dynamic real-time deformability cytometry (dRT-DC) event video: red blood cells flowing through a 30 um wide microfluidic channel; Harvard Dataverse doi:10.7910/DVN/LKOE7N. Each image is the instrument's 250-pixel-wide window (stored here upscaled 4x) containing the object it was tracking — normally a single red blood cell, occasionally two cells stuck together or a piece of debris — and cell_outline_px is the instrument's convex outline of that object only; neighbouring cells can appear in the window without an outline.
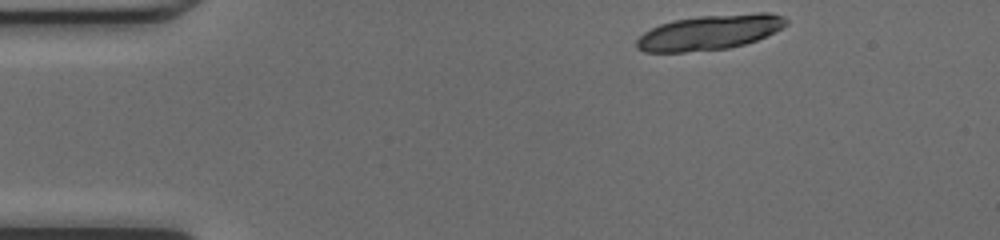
{"species": "common noctule bat (a hibernating species)", "species_latin": "Nyctalus noctula", "temperature_condition": "cold", "stored_images_in_passage": 11, "camera_frame_rate_fps": 3000, "um_per_image_px": 0.085, "animal": {"sex": "female", "body_mass_g": 17.0, "forearm_length_mm": 48.0}, "frame": {"image": 1, "passage_image": 1, "time_ms": 0.0, "image_size_px": [1000, 240], "cell_outline_px": [[788, 24], [756, 40], [744, 44], [728, 48], [684, 52], [644, 52], [636, 48], [636, 40], [644, 32], [660, 24], [672, 20], [700, 16], [756, 12], [768, 12], [784, 16], [788, 20]], "centroid_in_image_um": [60.3, 2.74], "position_along_channel_um": 24.7, "area_um2": 30.46}}